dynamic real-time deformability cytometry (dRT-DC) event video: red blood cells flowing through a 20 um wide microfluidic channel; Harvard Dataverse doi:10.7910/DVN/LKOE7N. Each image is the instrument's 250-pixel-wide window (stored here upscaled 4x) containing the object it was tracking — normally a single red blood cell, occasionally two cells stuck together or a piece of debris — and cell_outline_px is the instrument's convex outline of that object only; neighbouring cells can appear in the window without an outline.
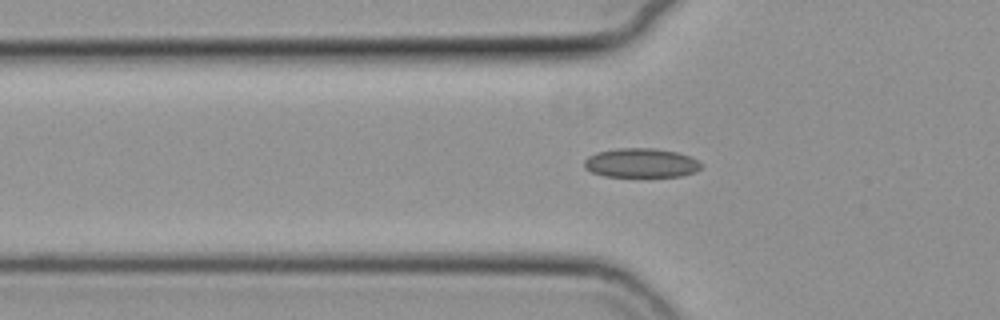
{"species": "common noctule bat (a hibernating species)", "species_latin": "Nyctalus noctula", "temperature_condition": "cold", "stored_images_in_passage": 48, "camera_frame_rate_fps": 3000, "um_per_image_px": 0.085, "animal": {"sex": "female", "body_mass_g": 19.3, "forearm_length_mm": 54.1}, "frame": {"image": 1, "passage_image": 13, "time_ms": 4.0, "image_size_px": [1000, 320], "cell_outline_px": [[704, 164], [696, 172], [680, 176], [604, 176], [592, 172], [584, 168], [584, 160], [588, 156], [596, 152], [616, 148], [652, 148], [676, 152], [688, 156]], "centroid_in_image_um": [54.47, 13.84], "position_along_channel_um": 71.3, "area_um2": 19.88}}
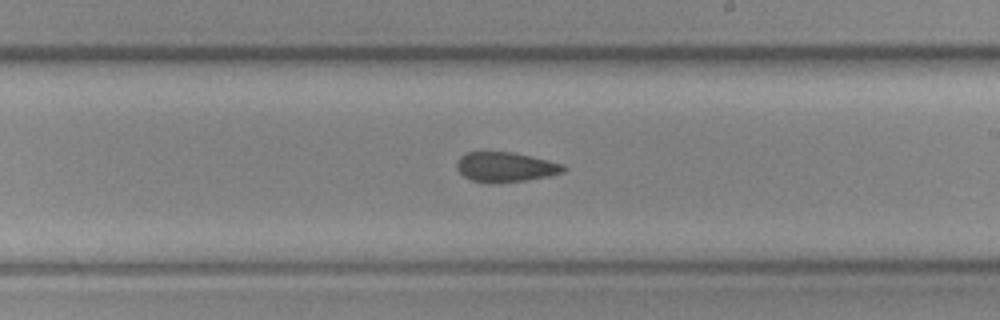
{"frame": {"image": 2, "passage_image": 27, "time_ms": 8.667, "image_size_px": [1000, 320], "cell_outline_px": [[568, 168], [564, 172], [548, 176], [524, 180], [472, 180], [464, 176], [456, 168], [456, 164], [460, 156], [468, 152], [512, 152], [548, 160], [564, 164]], "centroid_in_image_um": [43.01, 14.15], "position_along_channel_um": 246.0, "area_um2": 17.8}}
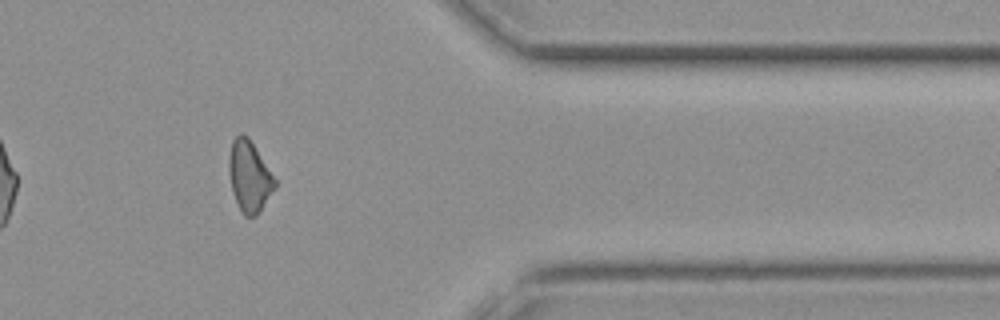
{"frame": {"image": 3, "passage_image": 40, "time_ms": 13.0, "image_size_px": [1000, 320], "cell_outline_px": [[276, 188], [256, 216], [244, 216], [232, 192], [228, 172], [228, 156], [232, 140], [240, 132], [248, 136], [276, 180]], "centroid_in_image_um": [21.17, 14.97], "position_along_channel_um": 390.2, "area_um2": 19.02}}